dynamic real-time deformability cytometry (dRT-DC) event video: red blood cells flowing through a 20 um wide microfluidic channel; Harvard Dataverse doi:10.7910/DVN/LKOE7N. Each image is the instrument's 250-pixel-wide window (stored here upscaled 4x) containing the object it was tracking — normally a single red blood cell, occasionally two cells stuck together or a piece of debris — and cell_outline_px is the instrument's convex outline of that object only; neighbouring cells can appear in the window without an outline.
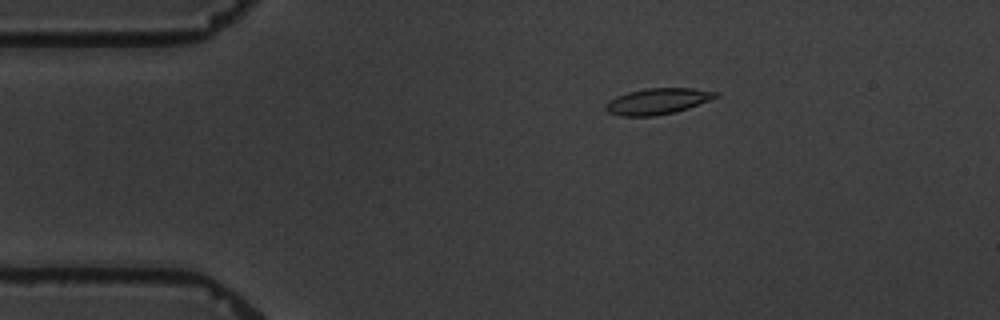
{"species": "common noctule bat (a hibernating species)", "species_latin": "Nyctalus noctula", "temperature_condition": "warm", "stored_images_in_passage": 6, "camera_frame_rate_fps": 3000, "um_per_image_px": 0.085, "animal": {"sex": "male", "body_mass_g": 19.5, "forearm_length_mm": 54.6}, "frame": {"image": 1, "passage_image": 3, "time_ms": 2.333, "image_size_px": [1000, 320], "cell_outline_px": [[720, 96], [688, 108], [676, 112], [656, 116], [620, 116], [608, 112], [604, 108], [604, 104], [616, 96], [628, 92], [648, 88], [692, 88], [720, 92]], "centroid_in_image_um": [55.9, 8.61], "position_along_channel_um": 29.1, "area_um2": 16.82}}
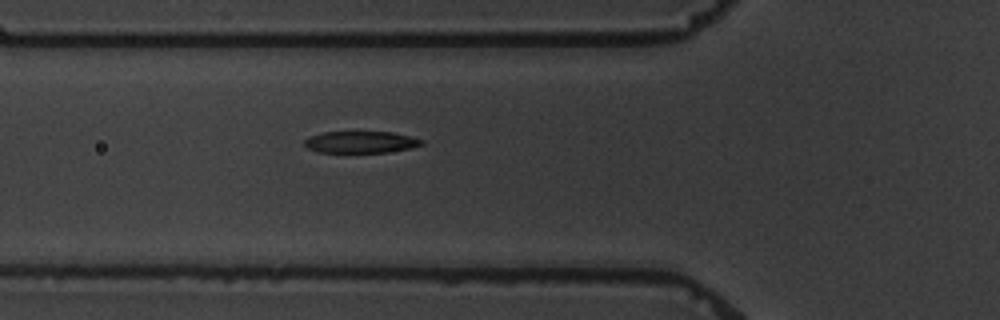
{"frame": {"image": 2, "passage_image": 6, "time_ms": 5.667, "image_size_px": [1000, 320], "cell_outline_px": [[424, 144], [412, 148], [388, 152], [316, 152], [308, 148], [304, 144], [304, 140], [312, 136], [324, 132], [392, 132], [424, 140]], "centroid_in_image_um": [30.69, 12.08], "position_along_channel_um": 95.1, "area_um2": 14.74}}